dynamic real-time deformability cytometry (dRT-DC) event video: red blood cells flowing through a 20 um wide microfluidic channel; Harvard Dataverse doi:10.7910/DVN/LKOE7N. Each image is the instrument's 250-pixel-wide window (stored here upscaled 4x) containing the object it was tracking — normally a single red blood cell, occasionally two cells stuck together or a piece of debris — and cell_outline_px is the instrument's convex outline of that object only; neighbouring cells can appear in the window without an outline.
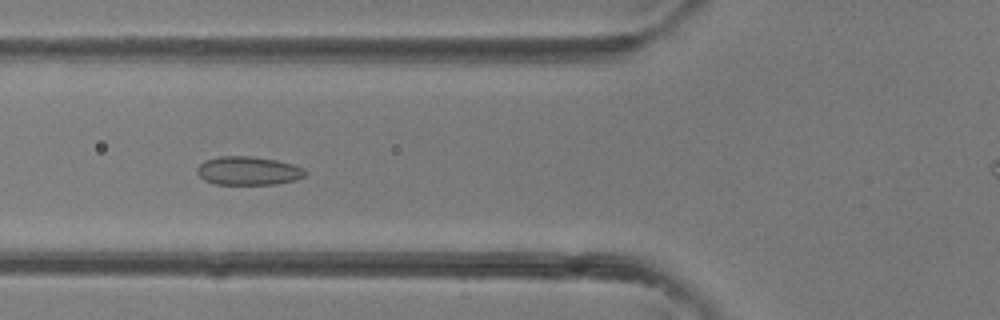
{"species": "common noctule bat (a hibernating species)", "species_latin": "Nyctalus noctula", "temperature_condition": "room temperature", "stored_images_in_passage": 31, "camera_frame_rate_fps": 3000, "um_per_image_px": 0.085, "animal": {"sex": "female"}, "frame": {"image": 1, "passage_image": 4, "time_ms": 1.0, "image_size_px": [1000, 320], "cell_outline_px": [[308, 172], [304, 176], [296, 180], [276, 184], [216, 184], [204, 180], [196, 172], [196, 168], [204, 160], [220, 156], [252, 156], [276, 160], [292, 164], [304, 168]], "centroid_in_image_um": [21.1, 14.51], "position_along_channel_um": 104.7, "area_um2": 18.09}}
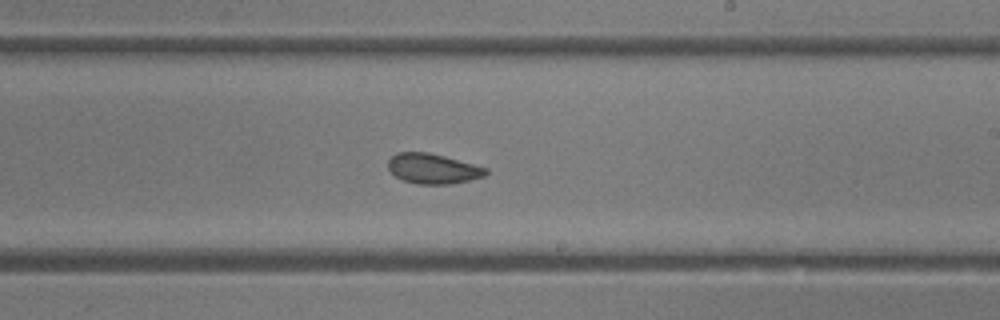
{"frame": {"image": 2, "passage_image": 13, "time_ms": 4.0, "image_size_px": [1000, 320], "cell_outline_px": [[488, 172], [484, 176], [468, 180], [448, 184], [416, 184], [404, 180], [396, 176], [388, 168], [388, 160], [396, 152], [428, 152], [444, 156], [488, 168]], "centroid_in_image_um": [36.78, 14.33], "position_along_channel_um": 252.2, "area_um2": 16.99}}
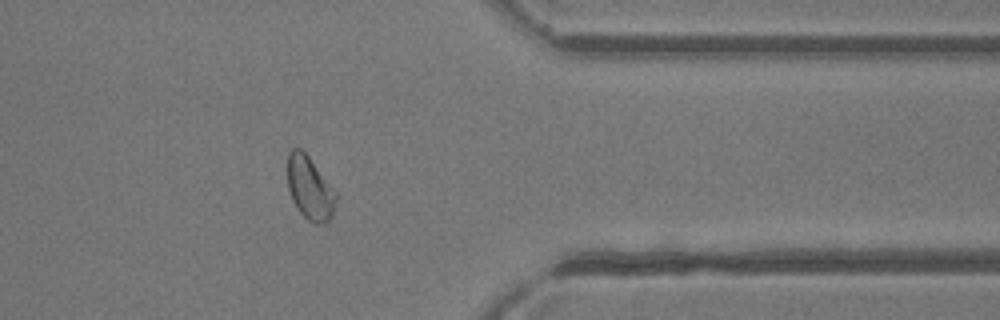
{"frame": {"image": 3, "passage_image": 22, "time_ms": 7.0, "image_size_px": [1000, 320], "cell_outline_px": [[336, 200], [332, 216], [324, 224], [312, 224], [296, 208], [292, 200], [288, 188], [288, 152], [292, 148], [300, 148], [308, 156], [336, 192]], "centroid_in_image_um": [26.32, 16.02], "position_along_channel_um": 385.1, "area_um2": 17.74}}